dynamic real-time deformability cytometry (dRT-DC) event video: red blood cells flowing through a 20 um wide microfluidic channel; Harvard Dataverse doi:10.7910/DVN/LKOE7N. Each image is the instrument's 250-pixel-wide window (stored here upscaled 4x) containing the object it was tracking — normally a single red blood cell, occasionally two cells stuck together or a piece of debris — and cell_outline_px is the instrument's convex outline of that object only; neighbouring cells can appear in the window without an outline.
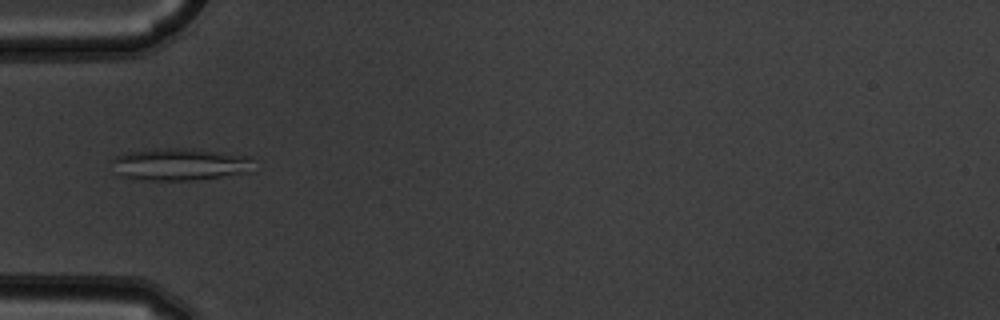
{"species": "common noctule bat (a hibernating species)", "species_latin": "Nyctalus noctula", "temperature_condition": "warm", "stored_images_in_passage": 6, "camera_frame_rate_fps": 3000, "um_per_image_px": 0.085, "animal": {"sex": "male", "body_mass_g": 19.5, "forearm_length_mm": 54.6}, "frame": {"image": 1, "passage_image": 6, "time_ms": 1.667, "image_size_px": [1000, 320], "cell_outline_px": [[256, 172], [192, 180], [148, 180], [120, 176], [116, 172], [108, 160], [116, 156], [128, 152], [156, 148], [192, 148], [256, 156]], "centroid_in_image_um": [15.42, 13.95], "position_along_channel_um": 69.6, "area_um2": 27.63}}